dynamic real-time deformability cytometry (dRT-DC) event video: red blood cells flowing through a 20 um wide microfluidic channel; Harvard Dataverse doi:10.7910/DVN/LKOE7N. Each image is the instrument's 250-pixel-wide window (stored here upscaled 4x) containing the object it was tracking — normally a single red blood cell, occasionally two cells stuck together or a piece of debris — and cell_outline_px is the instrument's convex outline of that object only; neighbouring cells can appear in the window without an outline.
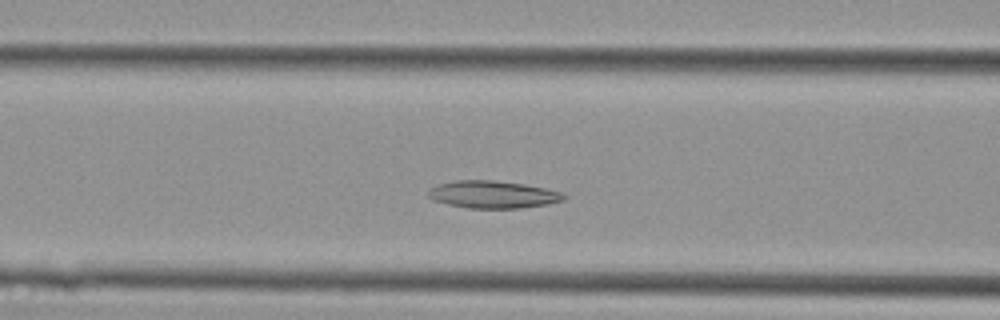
{"species": "Egyptian fruit bat (a non-hibernating species)", "species_latin": "Rousettus aegyptiacus", "temperature_condition": "cold", "stored_images_in_passage": 38, "camera_frame_rate_fps": 3000, "um_per_image_px": 0.085, "animal": {"sex": "female"}, "frame": {"image": 1, "passage_image": 11, "time_ms": 3.333, "image_size_px": [1000, 320], "cell_outline_px": [[568, 196], [564, 200], [548, 204], [520, 208], [468, 208], [448, 204], [432, 200], [428, 196], [428, 188], [436, 184], [456, 180], [496, 180], [524, 184], [544, 188], [560, 192]], "centroid_in_image_um": [41.86, 16.52], "position_along_channel_um": 124.7, "area_um2": 21.79}}
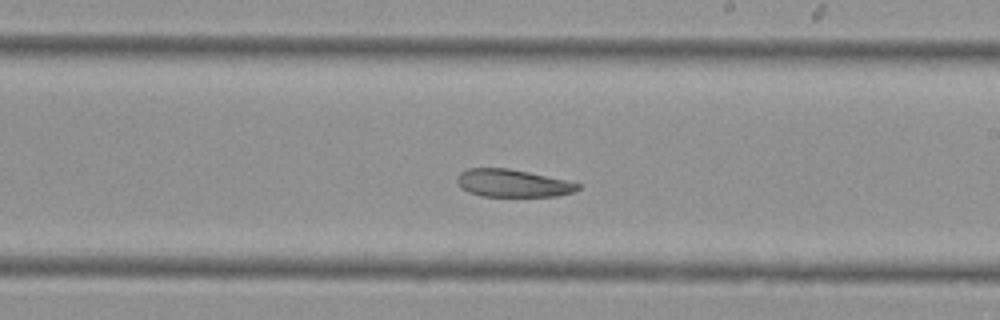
{"frame": {"image": 2, "passage_image": 19, "time_ms": 6.0, "image_size_px": [1000, 320], "cell_outline_px": [[580, 188], [572, 192], [556, 196], [480, 196], [468, 192], [456, 180], [460, 172], [468, 168], [508, 168], [568, 180], [580, 184]], "centroid_in_image_um": [43.59, 15.57], "position_along_channel_um": 245.4, "area_um2": 19.31}}
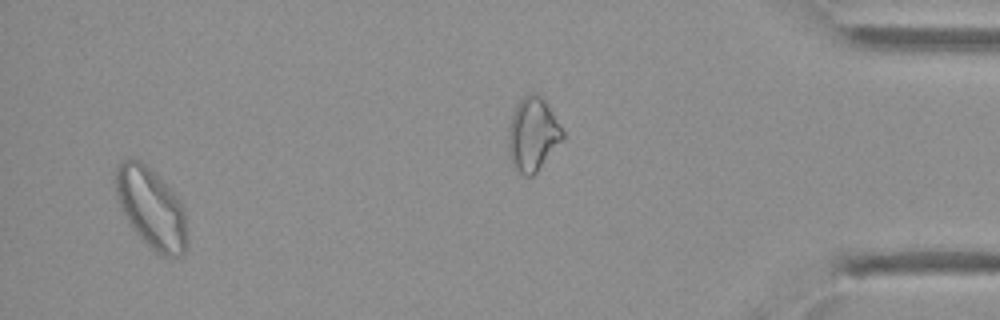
{"frame": {"image": 3, "passage_image": 36, "time_ms": 11.667, "image_size_px": [1000, 320], "cell_outline_px": [[188, 244], [184, 256], [164, 256], [156, 252], [136, 232], [128, 220], [120, 204], [116, 192], [116, 164], [132, 156], [140, 160], [180, 200], [184, 208], [188, 236]], "centroid_in_image_um": [12.89, 17.7], "position_along_channel_um": 422.3, "area_um2": 32.95}}